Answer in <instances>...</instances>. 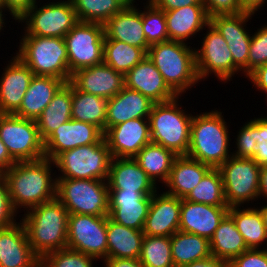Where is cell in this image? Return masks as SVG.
<instances>
[{"mask_svg":"<svg viewBox=\"0 0 267 267\" xmlns=\"http://www.w3.org/2000/svg\"><path fill=\"white\" fill-rule=\"evenodd\" d=\"M0 139L16 161H34L45 157L36 120L14 114H0Z\"/></svg>","mask_w":267,"mask_h":267,"instance_id":"30bf717a","label":"cell"},{"mask_svg":"<svg viewBox=\"0 0 267 267\" xmlns=\"http://www.w3.org/2000/svg\"><path fill=\"white\" fill-rule=\"evenodd\" d=\"M107 103L108 99L79 91L72 84V119L93 124L104 133Z\"/></svg>","mask_w":267,"mask_h":267,"instance_id":"d590c367","label":"cell"},{"mask_svg":"<svg viewBox=\"0 0 267 267\" xmlns=\"http://www.w3.org/2000/svg\"><path fill=\"white\" fill-rule=\"evenodd\" d=\"M22 217L28 241L42 259L46 254L67 248L69 213L57 199L34 206Z\"/></svg>","mask_w":267,"mask_h":267,"instance_id":"7a4b0ae2","label":"cell"},{"mask_svg":"<svg viewBox=\"0 0 267 267\" xmlns=\"http://www.w3.org/2000/svg\"><path fill=\"white\" fill-rule=\"evenodd\" d=\"M67 248L96 260L107 258V216L69 214Z\"/></svg>","mask_w":267,"mask_h":267,"instance_id":"4fadbf2b","label":"cell"},{"mask_svg":"<svg viewBox=\"0 0 267 267\" xmlns=\"http://www.w3.org/2000/svg\"><path fill=\"white\" fill-rule=\"evenodd\" d=\"M267 248V247H266ZM248 249L230 261V267H267V249Z\"/></svg>","mask_w":267,"mask_h":267,"instance_id":"c3c4849f","label":"cell"},{"mask_svg":"<svg viewBox=\"0 0 267 267\" xmlns=\"http://www.w3.org/2000/svg\"><path fill=\"white\" fill-rule=\"evenodd\" d=\"M0 79V114H14L20 107L34 73L17 56L12 57Z\"/></svg>","mask_w":267,"mask_h":267,"instance_id":"cb8c5ba5","label":"cell"},{"mask_svg":"<svg viewBox=\"0 0 267 267\" xmlns=\"http://www.w3.org/2000/svg\"><path fill=\"white\" fill-rule=\"evenodd\" d=\"M104 133L95 125L71 119L58 127L45 141V157L52 161L62 152L97 143Z\"/></svg>","mask_w":267,"mask_h":267,"instance_id":"ac0fdd59","label":"cell"},{"mask_svg":"<svg viewBox=\"0 0 267 267\" xmlns=\"http://www.w3.org/2000/svg\"><path fill=\"white\" fill-rule=\"evenodd\" d=\"M72 83H65L36 120L39 135L44 142L59 126L71 120Z\"/></svg>","mask_w":267,"mask_h":267,"instance_id":"1f68e13d","label":"cell"},{"mask_svg":"<svg viewBox=\"0 0 267 267\" xmlns=\"http://www.w3.org/2000/svg\"><path fill=\"white\" fill-rule=\"evenodd\" d=\"M176 157L173 151L150 142L134 156V159L156 184L157 178L158 181H162L161 183L168 181Z\"/></svg>","mask_w":267,"mask_h":267,"instance_id":"836d02e7","label":"cell"},{"mask_svg":"<svg viewBox=\"0 0 267 267\" xmlns=\"http://www.w3.org/2000/svg\"><path fill=\"white\" fill-rule=\"evenodd\" d=\"M70 82L79 91L106 99L115 96L125 87L124 74L104 62L76 71Z\"/></svg>","mask_w":267,"mask_h":267,"instance_id":"d6986e66","label":"cell"},{"mask_svg":"<svg viewBox=\"0 0 267 267\" xmlns=\"http://www.w3.org/2000/svg\"><path fill=\"white\" fill-rule=\"evenodd\" d=\"M142 11L143 32L149 45L169 41L165 11L155 7L149 0Z\"/></svg>","mask_w":267,"mask_h":267,"instance_id":"b9f144b4","label":"cell"},{"mask_svg":"<svg viewBox=\"0 0 267 267\" xmlns=\"http://www.w3.org/2000/svg\"><path fill=\"white\" fill-rule=\"evenodd\" d=\"M124 80L125 87L140 92L154 103L167 102L178 96L148 56L127 72Z\"/></svg>","mask_w":267,"mask_h":267,"instance_id":"44dd1931","label":"cell"},{"mask_svg":"<svg viewBox=\"0 0 267 267\" xmlns=\"http://www.w3.org/2000/svg\"><path fill=\"white\" fill-rule=\"evenodd\" d=\"M171 253L174 267H183L211 256L209 240L193 233L177 231L171 236Z\"/></svg>","mask_w":267,"mask_h":267,"instance_id":"e575fe53","label":"cell"},{"mask_svg":"<svg viewBox=\"0 0 267 267\" xmlns=\"http://www.w3.org/2000/svg\"><path fill=\"white\" fill-rule=\"evenodd\" d=\"M201 49H195V65L199 81L209 77V73L225 83L240 71L234 66L228 44L219 31L209 23Z\"/></svg>","mask_w":267,"mask_h":267,"instance_id":"5bb4252c","label":"cell"},{"mask_svg":"<svg viewBox=\"0 0 267 267\" xmlns=\"http://www.w3.org/2000/svg\"><path fill=\"white\" fill-rule=\"evenodd\" d=\"M78 21L105 24L126 5L121 0H71Z\"/></svg>","mask_w":267,"mask_h":267,"instance_id":"f35d334b","label":"cell"},{"mask_svg":"<svg viewBox=\"0 0 267 267\" xmlns=\"http://www.w3.org/2000/svg\"><path fill=\"white\" fill-rule=\"evenodd\" d=\"M169 40L185 43L210 23L204 5H188L165 11Z\"/></svg>","mask_w":267,"mask_h":267,"instance_id":"83f0119b","label":"cell"},{"mask_svg":"<svg viewBox=\"0 0 267 267\" xmlns=\"http://www.w3.org/2000/svg\"><path fill=\"white\" fill-rule=\"evenodd\" d=\"M154 193L109 190L108 217L120 225L143 230Z\"/></svg>","mask_w":267,"mask_h":267,"instance_id":"e0dca14e","label":"cell"},{"mask_svg":"<svg viewBox=\"0 0 267 267\" xmlns=\"http://www.w3.org/2000/svg\"><path fill=\"white\" fill-rule=\"evenodd\" d=\"M139 259L144 267H174L171 237L145 235Z\"/></svg>","mask_w":267,"mask_h":267,"instance_id":"60d3db41","label":"cell"},{"mask_svg":"<svg viewBox=\"0 0 267 267\" xmlns=\"http://www.w3.org/2000/svg\"><path fill=\"white\" fill-rule=\"evenodd\" d=\"M96 259L72 249H60L46 254L40 267H93Z\"/></svg>","mask_w":267,"mask_h":267,"instance_id":"7bdbcfd3","label":"cell"},{"mask_svg":"<svg viewBox=\"0 0 267 267\" xmlns=\"http://www.w3.org/2000/svg\"><path fill=\"white\" fill-rule=\"evenodd\" d=\"M184 199L211 206H228L222 176L218 168H211Z\"/></svg>","mask_w":267,"mask_h":267,"instance_id":"ab89813d","label":"cell"},{"mask_svg":"<svg viewBox=\"0 0 267 267\" xmlns=\"http://www.w3.org/2000/svg\"><path fill=\"white\" fill-rule=\"evenodd\" d=\"M183 267H230V262L214 256L202 260L194 261Z\"/></svg>","mask_w":267,"mask_h":267,"instance_id":"db71d44e","label":"cell"},{"mask_svg":"<svg viewBox=\"0 0 267 267\" xmlns=\"http://www.w3.org/2000/svg\"><path fill=\"white\" fill-rule=\"evenodd\" d=\"M103 261L105 267H144L140 259L106 258Z\"/></svg>","mask_w":267,"mask_h":267,"instance_id":"11a10c76","label":"cell"},{"mask_svg":"<svg viewBox=\"0 0 267 267\" xmlns=\"http://www.w3.org/2000/svg\"><path fill=\"white\" fill-rule=\"evenodd\" d=\"M266 0H239L241 10L243 12L255 14L258 9L263 7Z\"/></svg>","mask_w":267,"mask_h":267,"instance_id":"6f0895ef","label":"cell"},{"mask_svg":"<svg viewBox=\"0 0 267 267\" xmlns=\"http://www.w3.org/2000/svg\"><path fill=\"white\" fill-rule=\"evenodd\" d=\"M65 83L64 80L52 76L34 75L19 109L14 115L37 120L54 95Z\"/></svg>","mask_w":267,"mask_h":267,"instance_id":"f1b7e54d","label":"cell"},{"mask_svg":"<svg viewBox=\"0 0 267 267\" xmlns=\"http://www.w3.org/2000/svg\"><path fill=\"white\" fill-rule=\"evenodd\" d=\"M179 96L154 103L148 117L151 141L173 151L177 156L187 155L190 145L192 114L179 106Z\"/></svg>","mask_w":267,"mask_h":267,"instance_id":"5b68a950","label":"cell"},{"mask_svg":"<svg viewBox=\"0 0 267 267\" xmlns=\"http://www.w3.org/2000/svg\"><path fill=\"white\" fill-rule=\"evenodd\" d=\"M227 128V122L218 110L193 116L187 156L218 168L232 156L228 150L231 139Z\"/></svg>","mask_w":267,"mask_h":267,"instance_id":"3957f363","label":"cell"},{"mask_svg":"<svg viewBox=\"0 0 267 267\" xmlns=\"http://www.w3.org/2000/svg\"><path fill=\"white\" fill-rule=\"evenodd\" d=\"M40 263L21 220L0 229V267H40Z\"/></svg>","mask_w":267,"mask_h":267,"instance_id":"ffe728a7","label":"cell"},{"mask_svg":"<svg viewBox=\"0 0 267 267\" xmlns=\"http://www.w3.org/2000/svg\"><path fill=\"white\" fill-rule=\"evenodd\" d=\"M17 22L26 23L24 35L64 38L79 21L71 0H59L39 8L35 1Z\"/></svg>","mask_w":267,"mask_h":267,"instance_id":"9c48e42d","label":"cell"},{"mask_svg":"<svg viewBox=\"0 0 267 267\" xmlns=\"http://www.w3.org/2000/svg\"><path fill=\"white\" fill-rule=\"evenodd\" d=\"M34 0H0L4 9L10 12L13 19L18 20L33 4Z\"/></svg>","mask_w":267,"mask_h":267,"instance_id":"f907efd6","label":"cell"},{"mask_svg":"<svg viewBox=\"0 0 267 267\" xmlns=\"http://www.w3.org/2000/svg\"><path fill=\"white\" fill-rule=\"evenodd\" d=\"M111 155L104 136L94 144L79 146L59 154L53 161L60 170L56 178L107 181Z\"/></svg>","mask_w":267,"mask_h":267,"instance_id":"ba28073f","label":"cell"},{"mask_svg":"<svg viewBox=\"0 0 267 267\" xmlns=\"http://www.w3.org/2000/svg\"><path fill=\"white\" fill-rule=\"evenodd\" d=\"M3 10L5 11L3 5L0 3V30L5 26V19H3L5 16L3 15Z\"/></svg>","mask_w":267,"mask_h":267,"instance_id":"94428289","label":"cell"},{"mask_svg":"<svg viewBox=\"0 0 267 267\" xmlns=\"http://www.w3.org/2000/svg\"><path fill=\"white\" fill-rule=\"evenodd\" d=\"M254 208L241 209L239 206H233L228 210L248 249H260V244L267 241L262 214L258 207Z\"/></svg>","mask_w":267,"mask_h":267,"instance_id":"8d00e7d4","label":"cell"},{"mask_svg":"<svg viewBox=\"0 0 267 267\" xmlns=\"http://www.w3.org/2000/svg\"><path fill=\"white\" fill-rule=\"evenodd\" d=\"M153 104L154 102L140 92L124 87L108 99L106 130L131 119H148Z\"/></svg>","mask_w":267,"mask_h":267,"instance_id":"484cf974","label":"cell"},{"mask_svg":"<svg viewBox=\"0 0 267 267\" xmlns=\"http://www.w3.org/2000/svg\"><path fill=\"white\" fill-rule=\"evenodd\" d=\"M208 17L243 12L239 0H203Z\"/></svg>","mask_w":267,"mask_h":267,"instance_id":"681fc988","label":"cell"},{"mask_svg":"<svg viewBox=\"0 0 267 267\" xmlns=\"http://www.w3.org/2000/svg\"><path fill=\"white\" fill-rule=\"evenodd\" d=\"M212 167L187 155L177 156L172 165L170 176L164 186L167 194L185 198L203 179Z\"/></svg>","mask_w":267,"mask_h":267,"instance_id":"f546056e","label":"cell"},{"mask_svg":"<svg viewBox=\"0 0 267 267\" xmlns=\"http://www.w3.org/2000/svg\"><path fill=\"white\" fill-rule=\"evenodd\" d=\"M259 210L262 214L264 226L266 227V231H267V204L265 206L260 207Z\"/></svg>","mask_w":267,"mask_h":267,"instance_id":"91938a15","label":"cell"},{"mask_svg":"<svg viewBox=\"0 0 267 267\" xmlns=\"http://www.w3.org/2000/svg\"><path fill=\"white\" fill-rule=\"evenodd\" d=\"M112 158H134L151 141L149 120L138 118L117 124L104 132Z\"/></svg>","mask_w":267,"mask_h":267,"instance_id":"2e32d148","label":"cell"},{"mask_svg":"<svg viewBox=\"0 0 267 267\" xmlns=\"http://www.w3.org/2000/svg\"><path fill=\"white\" fill-rule=\"evenodd\" d=\"M180 210L181 198L155 192L144 224V235L171 237L179 231Z\"/></svg>","mask_w":267,"mask_h":267,"instance_id":"7402d4cb","label":"cell"},{"mask_svg":"<svg viewBox=\"0 0 267 267\" xmlns=\"http://www.w3.org/2000/svg\"><path fill=\"white\" fill-rule=\"evenodd\" d=\"M107 185L109 190L157 192V185L134 158H111Z\"/></svg>","mask_w":267,"mask_h":267,"instance_id":"4316f807","label":"cell"},{"mask_svg":"<svg viewBox=\"0 0 267 267\" xmlns=\"http://www.w3.org/2000/svg\"><path fill=\"white\" fill-rule=\"evenodd\" d=\"M155 7L171 11L188 5H204L203 0H149Z\"/></svg>","mask_w":267,"mask_h":267,"instance_id":"816d5d0a","label":"cell"},{"mask_svg":"<svg viewBox=\"0 0 267 267\" xmlns=\"http://www.w3.org/2000/svg\"><path fill=\"white\" fill-rule=\"evenodd\" d=\"M211 256L231 261L248 250L233 218L227 214L209 240Z\"/></svg>","mask_w":267,"mask_h":267,"instance_id":"d6a6232c","label":"cell"},{"mask_svg":"<svg viewBox=\"0 0 267 267\" xmlns=\"http://www.w3.org/2000/svg\"><path fill=\"white\" fill-rule=\"evenodd\" d=\"M236 138V151L231 152L232 156L238 158H252L257 142L255 141V123L250 120L238 132Z\"/></svg>","mask_w":267,"mask_h":267,"instance_id":"f6af8a7d","label":"cell"},{"mask_svg":"<svg viewBox=\"0 0 267 267\" xmlns=\"http://www.w3.org/2000/svg\"><path fill=\"white\" fill-rule=\"evenodd\" d=\"M135 4L125 6L105 24V40H118L148 52L149 44L143 32L142 10Z\"/></svg>","mask_w":267,"mask_h":267,"instance_id":"d4e9b609","label":"cell"},{"mask_svg":"<svg viewBox=\"0 0 267 267\" xmlns=\"http://www.w3.org/2000/svg\"><path fill=\"white\" fill-rule=\"evenodd\" d=\"M247 77L258 90L267 92V63L256 68Z\"/></svg>","mask_w":267,"mask_h":267,"instance_id":"f5cc1de1","label":"cell"},{"mask_svg":"<svg viewBox=\"0 0 267 267\" xmlns=\"http://www.w3.org/2000/svg\"><path fill=\"white\" fill-rule=\"evenodd\" d=\"M143 230L120 225L107 216V258L139 259Z\"/></svg>","mask_w":267,"mask_h":267,"instance_id":"4dcf8cb0","label":"cell"},{"mask_svg":"<svg viewBox=\"0 0 267 267\" xmlns=\"http://www.w3.org/2000/svg\"><path fill=\"white\" fill-rule=\"evenodd\" d=\"M187 44L169 40L150 45L147 52L165 82L180 97L200 82L196 72L195 50Z\"/></svg>","mask_w":267,"mask_h":267,"instance_id":"277c9868","label":"cell"},{"mask_svg":"<svg viewBox=\"0 0 267 267\" xmlns=\"http://www.w3.org/2000/svg\"><path fill=\"white\" fill-rule=\"evenodd\" d=\"M264 196L267 199V165L260 167V180L258 197Z\"/></svg>","mask_w":267,"mask_h":267,"instance_id":"680465c9","label":"cell"},{"mask_svg":"<svg viewBox=\"0 0 267 267\" xmlns=\"http://www.w3.org/2000/svg\"><path fill=\"white\" fill-rule=\"evenodd\" d=\"M16 56L35 76H52L66 83L71 74L64 38L23 35Z\"/></svg>","mask_w":267,"mask_h":267,"instance_id":"8992f818","label":"cell"},{"mask_svg":"<svg viewBox=\"0 0 267 267\" xmlns=\"http://www.w3.org/2000/svg\"><path fill=\"white\" fill-rule=\"evenodd\" d=\"M16 216L17 212L12 207L7 183L4 177L0 175V229L15 224Z\"/></svg>","mask_w":267,"mask_h":267,"instance_id":"7dc6e473","label":"cell"},{"mask_svg":"<svg viewBox=\"0 0 267 267\" xmlns=\"http://www.w3.org/2000/svg\"><path fill=\"white\" fill-rule=\"evenodd\" d=\"M146 56L142 48L118 40L104 41L103 62L124 75Z\"/></svg>","mask_w":267,"mask_h":267,"instance_id":"74e56055","label":"cell"},{"mask_svg":"<svg viewBox=\"0 0 267 267\" xmlns=\"http://www.w3.org/2000/svg\"><path fill=\"white\" fill-rule=\"evenodd\" d=\"M126 6L134 4L135 0H121Z\"/></svg>","mask_w":267,"mask_h":267,"instance_id":"6125c7cd","label":"cell"},{"mask_svg":"<svg viewBox=\"0 0 267 267\" xmlns=\"http://www.w3.org/2000/svg\"><path fill=\"white\" fill-rule=\"evenodd\" d=\"M68 67L78 70L103 63L105 28L100 23L78 22L64 36Z\"/></svg>","mask_w":267,"mask_h":267,"instance_id":"8fae6325","label":"cell"},{"mask_svg":"<svg viewBox=\"0 0 267 267\" xmlns=\"http://www.w3.org/2000/svg\"><path fill=\"white\" fill-rule=\"evenodd\" d=\"M16 161L10 156L6 146L0 139V175H3Z\"/></svg>","mask_w":267,"mask_h":267,"instance_id":"9f6ffc18","label":"cell"},{"mask_svg":"<svg viewBox=\"0 0 267 267\" xmlns=\"http://www.w3.org/2000/svg\"><path fill=\"white\" fill-rule=\"evenodd\" d=\"M228 206H211L181 199L179 231L193 233L210 240L228 214Z\"/></svg>","mask_w":267,"mask_h":267,"instance_id":"603a6c76","label":"cell"},{"mask_svg":"<svg viewBox=\"0 0 267 267\" xmlns=\"http://www.w3.org/2000/svg\"><path fill=\"white\" fill-rule=\"evenodd\" d=\"M267 63V25L260 27L251 37L247 76L256 68Z\"/></svg>","mask_w":267,"mask_h":267,"instance_id":"ee69618b","label":"cell"},{"mask_svg":"<svg viewBox=\"0 0 267 267\" xmlns=\"http://www.w3.org/2000/svg\"><path fill=\"white\" fill-rule=\"evenodd\" d=\"M56 198L66 207L69 214L108 216L107 181L56 178Z\"/></svg>","mask_w":267,"mask_h":267,"instance_id":"52a82bcc","label":"cell"},{"mask_svg":"<svg viewBox=\"0 0 267 267\" xmlns=\"http://www.w3.org/2000/svg\"><path fill=\"white\" fill-rule=\"evenodd\" d=\"M54 161L46 157L34 161L14 163L2 176L13 209L29 210L56 198V178L51 175Z\"/></svg>","mask_w":267,"mask_h":267,"instance_id":"6da1fadb","label":"cell"},{"mask_svg":"<svg viewBox=\"0 0 267 267\" xmlns=\"http://www.w3.org/2000/svg\"><path fill=\"white\" fill-rule=\"evenodd\" d=\"M218 170L228 207H240L246 202L256 201V198L258 200L260 166L252 158L231 156Z\"/></svg>","mask_w":267,"mask_h":267,"instance_id":"7c38bea8","label":"cell"},{"mask_svg":"<svg viewBox=\"0 0 267 267\" xmlns=\"http://www.w3.org/2000/svg\"><path fill=\"white\" fill-rule=\"evenodd\" d=\"M252 15L254 14L241 12L239 14L216 15L210 18V23L227 42L234 66L242 73L244 72L243 74H246V77L252 36L246 29L245 24L252 18Z\"/></svg>","mask_w":267,"mask_h":267,"instance_id":"9a60e30c","label":"cell"},{"mask_svg":"<svg viewBox=\"0 0 267 267\" xmlns=\"http://www.w3.org/2000/svg\"><path fill=\"white\" fill-rule=\"evenodd\" d=\"M255 141L257 142L252 159L260 166L267 165V119L264 117L254 118Z\"/></svg>","mask_w":267,"mask_h":267,"instance_id":"bcb514c9","label":"cell"}]
</instances>
